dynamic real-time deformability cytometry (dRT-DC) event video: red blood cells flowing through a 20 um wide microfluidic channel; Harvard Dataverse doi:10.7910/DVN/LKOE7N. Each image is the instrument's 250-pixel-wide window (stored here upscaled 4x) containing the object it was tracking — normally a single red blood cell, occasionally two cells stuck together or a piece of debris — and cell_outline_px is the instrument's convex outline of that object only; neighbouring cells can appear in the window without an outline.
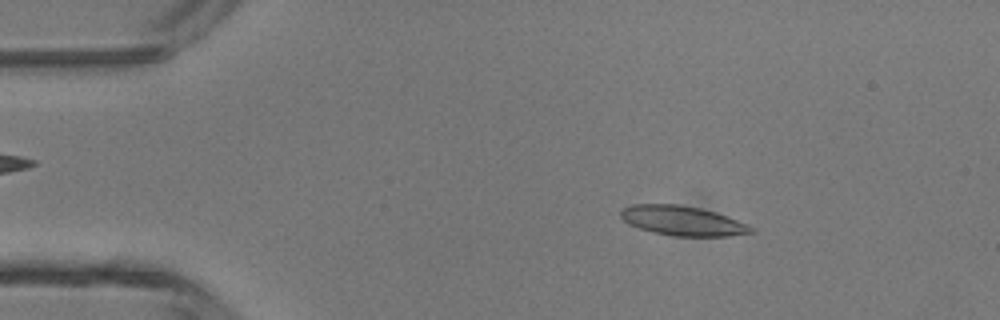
{"species": "common noctule bat (a hibernating species)", "species_latin": "Nyctalus noctula", "temperature_condition": "room temperature", "stored_images_in_passage": 46, "camera_frame_rate_fps": 3000, "um_per_image_px": 0.085, "animal": {"sex": "male", "body_mass_g": 13.3}, "frame": {"image": 1, "passage_image": 7, "time_ms": 2.0, "image_size_px": [1000, 320], "cell_outline_px": [[756, 232], [728, 236], [676, 236], [652, 232], [628, 224], [620, 216], [620, 212], [624, 208], [632, 204], [680, 204], [700, 208], [716, 212], [728, 216], [748, 224], [756, 228]], "centroid_in_image_um": [58.06, 18.76], "position_along_channel_um": 26.9, "area_um2": 22.66}}
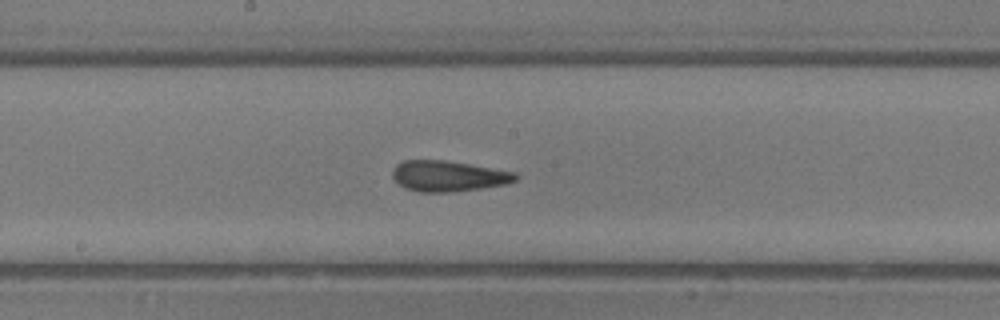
{"frame": {"image": 2, "passage_image": 24, "time_ms": 7.667, "image_size_px": [1000, 320], "cell_outline_px": [[520, 176], [516, 180], [504, 184], [480, 188], [452, 192], [420, 192], [408, 188], [400, 184], [392, 176], [392, 168], [396, 164], [404, 160], [444, 160], [516, 172]], "centroid_in_image_um": [38.1, 14.96], "position_along_channel_um": 210.1, "area_um2": 21.85}}
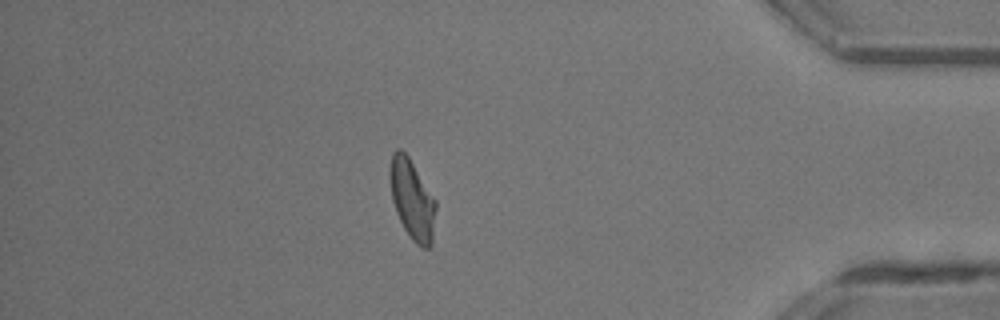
{"frame": {"image": 3, "passage_image": 40, "time_ms": 13.0, "image_size_px": [1000, 320], "cell_outline_px": [[436, 208], [432, 244], [428, 248], [420, 248], [412, 240], [404, 228], [396, 212], [392, 200], [388, 176], [388, 172], [392, 152], [396, 148], [400, 148], [408, 156], [436, 200]], "centroid_in_image_um": [35.01, 16.94], "position_along_channel_um": 400.2, "area_um2": 21.62}, "authors_computed_cell_mechanics": {"area_um2": 21.7906, "velocity_mm_per_s": 4.3328, "shape_relaxation_time_tau1_ms": 8.219, "shape_relaxation_time_tau2_ms": 1.9857, "deformation_change_tau1": 0.1962, "deformation_change_tau2": 0.093}}